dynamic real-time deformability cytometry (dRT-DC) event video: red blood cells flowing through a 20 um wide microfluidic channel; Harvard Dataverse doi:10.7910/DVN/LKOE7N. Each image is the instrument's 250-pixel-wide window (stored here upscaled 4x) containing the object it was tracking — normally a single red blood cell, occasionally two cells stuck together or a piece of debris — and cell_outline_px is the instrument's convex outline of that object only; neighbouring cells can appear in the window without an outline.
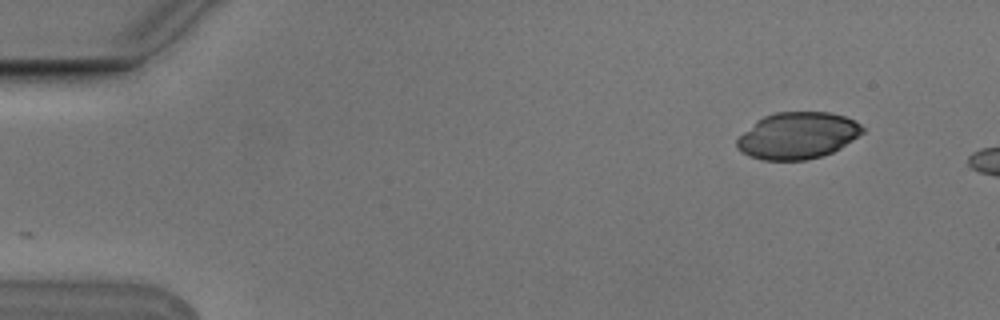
{"species": "Egyptian fruit bat (a non-hibernating species)", "species_latin": "Rousettus aegyptiacus", "temperature_condition": "cold", "stored_images_in_passage": 3, "camera_frame_rate_fps": 3000, "um_per_image_px": 0.085, "animal": {"sex": "male"}, "frame": {"image": 1, "passage_image": 1, "time_ms": 0.0, "image_size_px": [1000, 320], "cell_outline_px": [[864, 132], [840, 148], [832, 152], [820, 156], [804, 160], [764, 160], [748, 156], [740, 152], [736, 148], [736, 140], [756, 120], [764, 116], [776, 112], [828, 112], [844, 116], [860, 124], [864, 128]], "centroid_in_image_um": [67.76, 11.53], "position_along_channel_um": 17.2, "area_um2": 34.04}}